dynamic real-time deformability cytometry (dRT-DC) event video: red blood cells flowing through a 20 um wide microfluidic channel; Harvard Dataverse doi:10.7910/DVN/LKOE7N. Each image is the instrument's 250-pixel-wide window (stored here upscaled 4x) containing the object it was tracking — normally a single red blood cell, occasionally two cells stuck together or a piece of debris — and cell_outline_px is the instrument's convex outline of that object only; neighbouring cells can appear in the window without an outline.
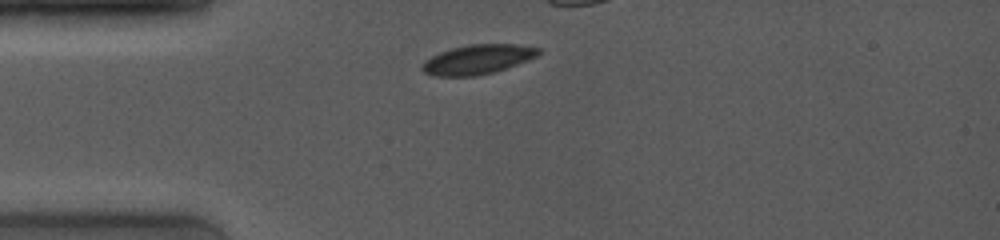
{"species": "common noctule bat (a hibernating species)", "species_latin": "Nyctalus noctula", "temperature_condition": "room temperature", "stored_images_in_passage": 41, "camera_frame_rate_fps": 4000, "um_per_image_px": 0.085, "animal": {"sex": "female", "body_mass_g": 19.0, "forearm_length_mm": 53.3}, "frame": {"image": 1, "passage_image": 1, "time_ms": 0.0, "image_size_px": [1000, 240], "cell_outline_px": [[540, 52], [536, 56], [516, 64], [492, 72], [476, 76], [436, 76], [424, 72], [420, 68], [420, 64], [424, 60], [440, 52], [452, 48], [468, 44], [516, 44], [540, 48]], "centroid_in_image_um": [40.54, 5.04], "position_along_channel_um": 44.5, "area_um2": 19.83}}
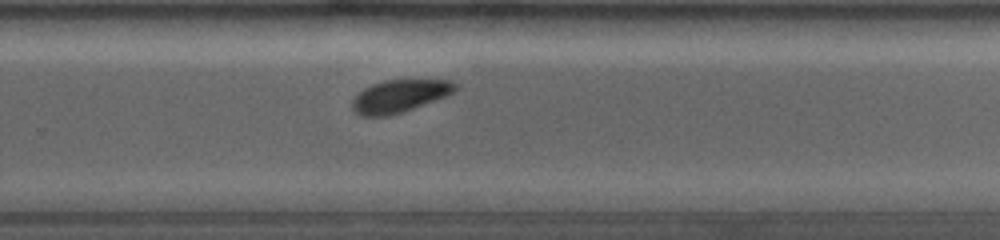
{"frame": {"image": 2, "passage_image": 28, "time_ms": 6.75, "image_size_px": [1000, 240], "cell_outline_px": [[456, 88], [448, 96], [388, 116], [360, 116], [352, 112], [352, 100], [364, 88], [372, 84], [384, 80], [452, 80], [456, 84]], "centroid_in_image_um": [33.93, 8.17], "position_along_channel_um": 295.9, "area_um2": 19.42}}
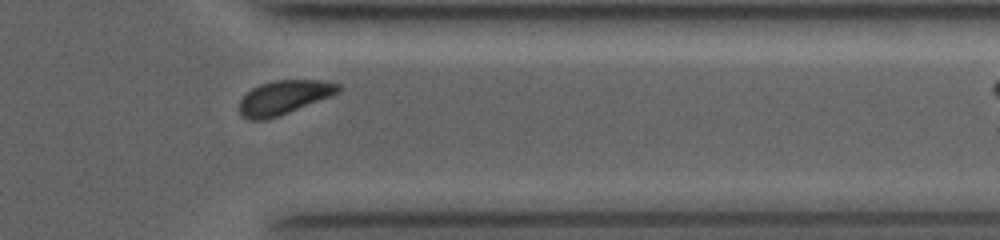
{"frame": {"image": 3, "passage_image": 37, "time_ms": 9.0, "image_size_px": [1000, 240], "cell_outline_px": [[340, 92], [332, 96], [280, 116], [264, 120], [248, 120], [240, 116], [240, 100], [252, 88], [260, 84], [276, 80], [324, 80], [340, 84]], "centroid_in_image_um": [24.15, 8.29], "position_along_channel_um": 387.2, "area_um2": 19.77}}